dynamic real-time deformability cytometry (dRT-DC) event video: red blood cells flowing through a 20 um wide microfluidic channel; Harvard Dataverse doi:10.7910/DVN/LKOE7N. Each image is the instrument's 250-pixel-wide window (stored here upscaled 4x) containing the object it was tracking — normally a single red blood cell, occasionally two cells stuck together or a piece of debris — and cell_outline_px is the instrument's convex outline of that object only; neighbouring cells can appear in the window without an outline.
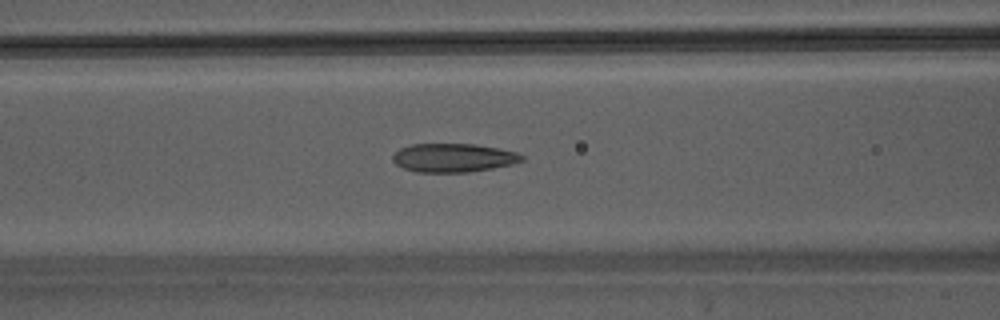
{"species": "Egyptian fruit bat (a non-hibernating species)", "species_latin": "Rousettus aegyptiacus", "temperature_condition": "warm", "stored_images_in_passage": 46, "camera_frame_rate_fps": 3000, "um_per_image_px": 0.085, "animal": {"sex": "male"}, "frame": {"image": 1, "passage_image": 20, "time_ms": 6.333, "image_size_px": [1000, 320], "cell_outline_px": [[524, 160], [512, 164], [492, 168], [468, 172], [416, 172], [404, 168], [396, 164], [392, 160], [392, 156], [400, 148], [412, 144], [472, 144], [496, 148], [516, 152], [524, 156]], "centroid_in_image_um": [38.52, 13.41], "position_along_channel_um": 128.1, "area_um2": 21.39}}
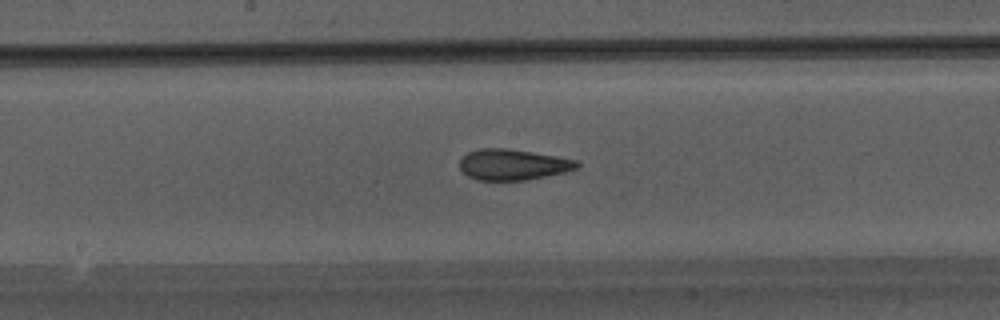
{"frame": {"image": 2, "passage_image": 25, "time_ms": 8.0, "image_size_px": [1000, 320], "cell_outline_px": [[580, 164], [576, 168], [564, 172], [528, 180], [476, 180], [468, 176], [460, 168], [460, 160], [468, 152], [480, 148], [508, 148], [532, 152], [576, 160]], "centroid_in_image_um": [43.57, 13.99], "position_along_channel_um": 204.6, "area_um2": 20.92}}
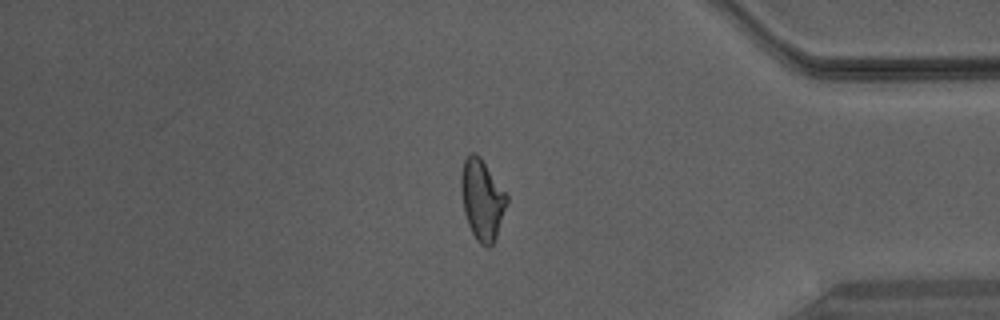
{"frame": {"image": 3, "passage_image": 39, "time_ms": 12.667, "image_size_px": [1000, 320], "cell_outline_px": [[508, 200], [496, 236], [492, 244], [488, 248], [480, 244], [476, 240], [468, 224], [464, 212], [460, 188], [460, 172], [464, 160], [472, 152], [476, 152], [480, 156], [508, 196]], "centroid_in_image_um": [40.95, 16.95], "position_along_channel_um": 394.2, "area_um2": 21.39}}